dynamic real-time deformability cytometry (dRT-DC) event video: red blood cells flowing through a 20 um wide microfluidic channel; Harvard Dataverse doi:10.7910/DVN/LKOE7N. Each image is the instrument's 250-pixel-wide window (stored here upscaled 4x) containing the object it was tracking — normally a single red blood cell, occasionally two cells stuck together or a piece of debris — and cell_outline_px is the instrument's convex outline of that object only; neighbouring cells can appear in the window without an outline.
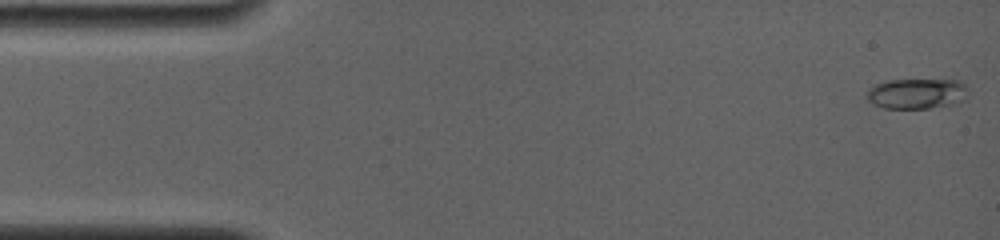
{"species": "common noctule bat (a hibernating species)", "species_latin": "Nyctalus noctula", "temperature_condition": "room temperature", "stored_images_in_passage": 46, "camera_frame_rate_fps": 4000, "um_per_image_px": 0.085, "animal": {"sex": "female", "body_mass_g": 19.0, "forearm_length_mm": 56.7}, "frame": {"image": 1, "passage_image": 1, "time_ms": 0.0, "image_size_px": [1000, 240], "cell_outline_px": [[968, 88], [964, 100], [948, 104], [928, 108], [884, 108], [872, 104], [864, 96], [864, 92], [868, 88], [876, 84], [888, 80], [960, 80]], "centroid_in_image_um": [77.85, 7.95], "position_along_channel_um": 7.1, "area_um2": 17.98}}
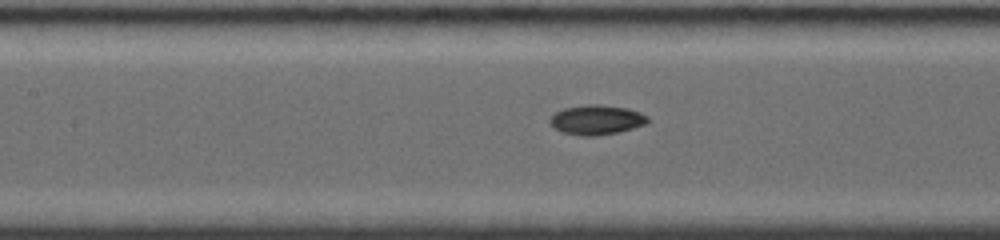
{"frame": {"image": 2, "passage_image": 27, "time_ms": 7.0, "image_size_px": [1000, 240], "cell_outline_px": [[648, 124], [620, 132], [596, 136], [580, 136], [564, 132], [556, 128], [548, 120], [556, 112], [564, 108], [588, 104], [600, 104], [628, 108], [640, 112], [648, 116]], "centroid_in_image_um": [50.76, 10.18], "position_along_channel_um": 156.6, "area_um2": 16.99}}
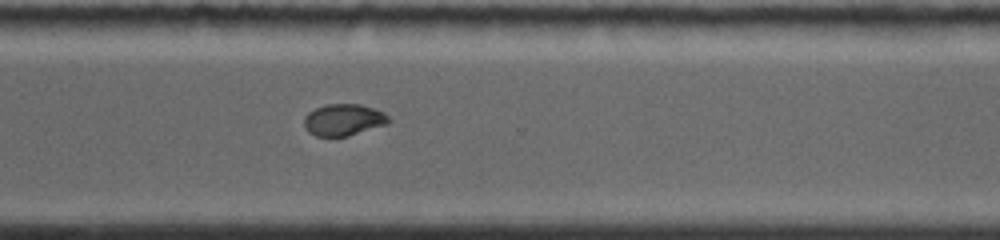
{"frame": {"image": 3, "passage_image": 46, "time_ms": 11.75, "image_size_px": [1000, 240], "cell_outline_px": [[392, 120], [388, 124], [348, 136], [316, 136], [308, 132], [304, 128], [304, 116], [308, 112], [316, 108], [328, 104], [360, 104], [384, 112]], "centroid_in_image_um": [29.2, 10.19], "position_along_channel_um": 341.4, "area_um2": 15.72}}